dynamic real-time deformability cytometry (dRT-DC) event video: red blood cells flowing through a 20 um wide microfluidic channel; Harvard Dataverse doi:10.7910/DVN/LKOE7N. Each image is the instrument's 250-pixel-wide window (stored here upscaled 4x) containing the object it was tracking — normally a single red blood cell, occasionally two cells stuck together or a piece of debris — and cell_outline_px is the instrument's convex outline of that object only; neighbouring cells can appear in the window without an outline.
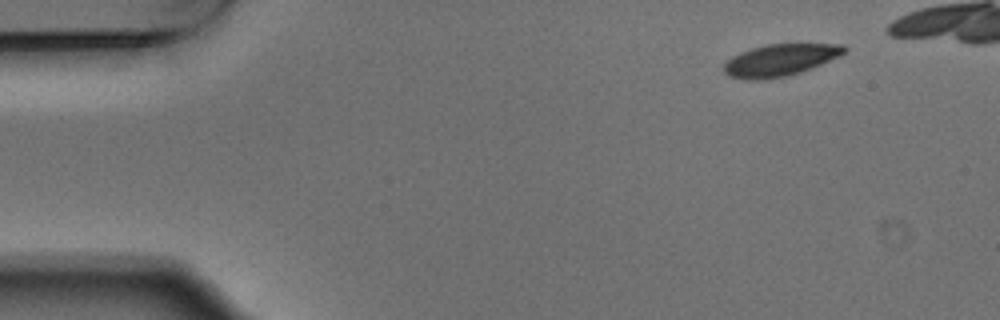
{"species": "Egyptian fruit bat (a non-hibernating species)", "species_latin": "Rousettus aegyptiacus", "temperature_condition": "warm", "stored_images_in_passage": 5, "camera_frame_rate_fps": 3000, "um_per_image_px": 0.085, "animal": {"sex": "male"}, "frame": {"image": 1, "passage_image": 1, "time_ms": 0.0, "image_size_px": [1000, 320], "cell_outline_px": [[848, 48], [840, 56], [812, 68], [788, 76], [764, 80], [748, 80], [728, 76], [724, 72], [724, 64], [732, 56], [740, 52], [764, 44], [796, 40], [844, 44]], "centroid_in_image_um": [66.39, 5.04], "position_along_channel_um": 18.6, "area_um2": 23.7}}